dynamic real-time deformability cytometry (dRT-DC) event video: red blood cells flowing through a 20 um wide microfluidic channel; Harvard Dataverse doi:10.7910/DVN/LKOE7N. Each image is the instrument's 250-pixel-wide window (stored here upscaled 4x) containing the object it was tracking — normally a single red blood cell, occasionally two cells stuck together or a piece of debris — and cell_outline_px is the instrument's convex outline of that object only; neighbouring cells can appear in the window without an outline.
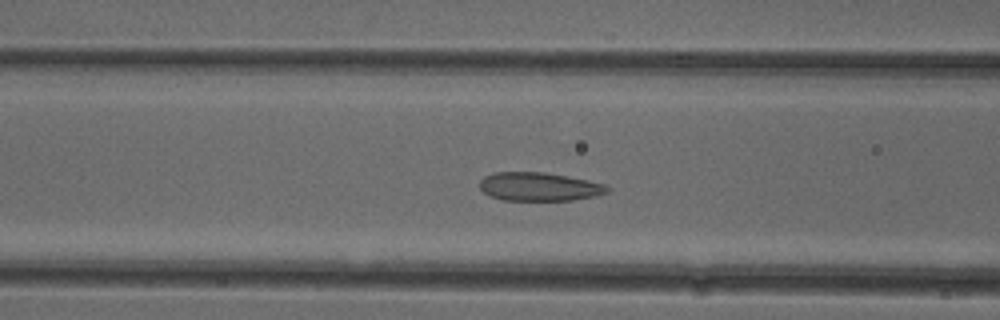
{"species": "common noctule bat (a hibernating species)", "species_latin": "Nyctalus noctula", "temperature_condition": "cold", "stored_images_in_passage": 28, "camera_frame_rate_fps": 3000, "um_per_image_px": 0.085, "animal": {"sex": "female"}, "frame": {"image": 1, "passage_image": 19, "time_ms": 6.0, "image_size_px": [1000, 320], "cell_outline_px": [[612, 188], [608, 192], [596, 196], [572, 200], [504, 200], [492, 196], [484, 192], [480, 188], [480, 180], [484, 176], [492, 172], [544, 172], [568, 176], [604, 184]], "centroid_in_image_um": [45.84, 15.86], "position_along_channel_um": 120.8, "area_um2": 21.21}}
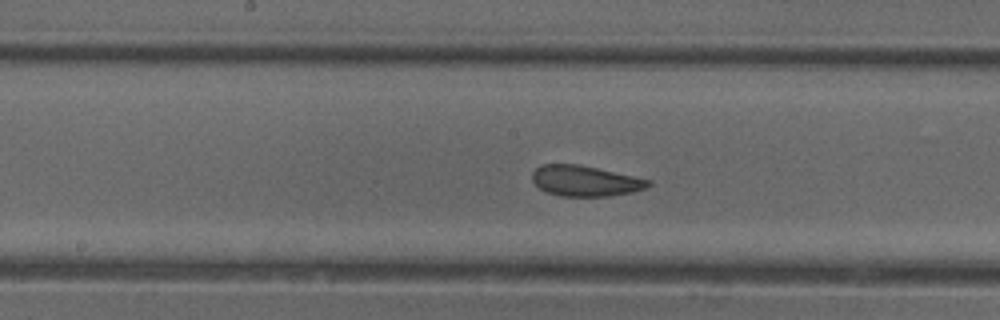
{"frame": {"image": 2, "passage_image": 25, "time_ms": 8.0, "image_size_px": [1000, 320], "cell_outline_px": [[652, 184], [648, 188], [632, 192], [608, 196], [560, 196], [544, 192], [532, 180], [532, 172], [540, 164], [576, 164], [596, 168], [652, 180]], "centroid_in_image_um": [49.74, 15.38], "position_along_channel_um": 198.5, "area_um2": 20.75}}
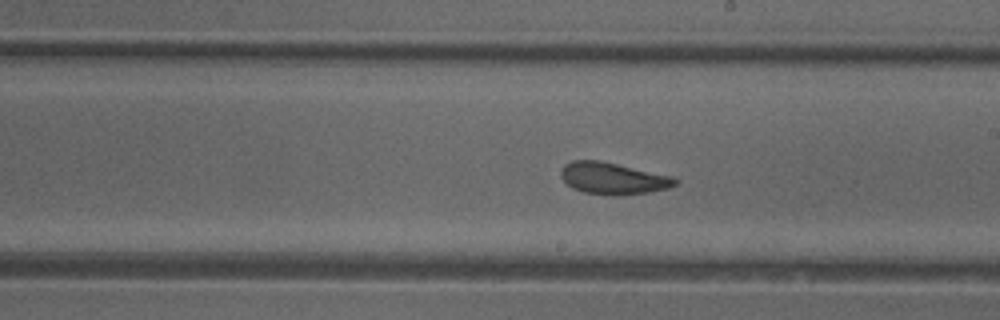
{"frame": {"image": 3, "passage_image": 28, "time_ms": 9.0, "image_size_px": [1000, 320], "cell_outline_px": [[680, 180], [676, 184], [668, 188], [648, 192], [608, 196], [584, 192], [572, 188], [560, 176], [560, 172], [564, 164], [572, 160], [596, 160], [616, 164], [672, 176]], "centroid_in_image_um": [52.08, 15.16], "position_along_channel_um": 236.9, "area_um2": 20.98}}